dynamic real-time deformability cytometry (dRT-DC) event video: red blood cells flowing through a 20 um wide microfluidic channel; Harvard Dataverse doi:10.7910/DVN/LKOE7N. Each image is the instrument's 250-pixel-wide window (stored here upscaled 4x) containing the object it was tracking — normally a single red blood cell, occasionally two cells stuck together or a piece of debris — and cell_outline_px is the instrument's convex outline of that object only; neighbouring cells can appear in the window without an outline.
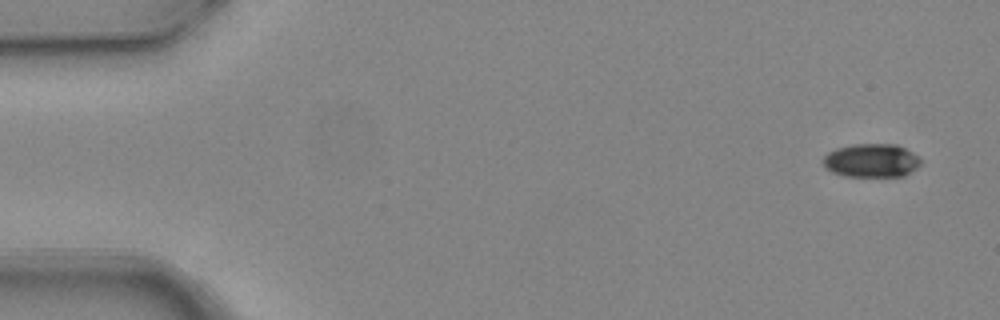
{"species": "common noctule bat (a hibernating species)", "species_latin": "Nyctalus noctula", "temperature_condition": "warm", "stored_images_in_passage": 5, "camera_frame_rate_fps": 3000, "um_per_image_px": 0.085, "animal": {"sex": "female", "body_mass_g": 24.6, "forearm_length_mm": 56.2}, "frame": {"image": 1, "passage_image": 1, "time_ms": 0.0, "image_size_px": [1000, 320], "cell_outline_px": [[920, 164], [916, 168], [904, 176], [844, 176], [832, 172], [820, 160], [828, 152], [836, 148], [852, 144], [896, 144], [912, 152], [920, 160]], "centroid_in_image_um": [74.04, 13.64], "position_along_channel_um": 11.0, "area_um2": 19.02}}
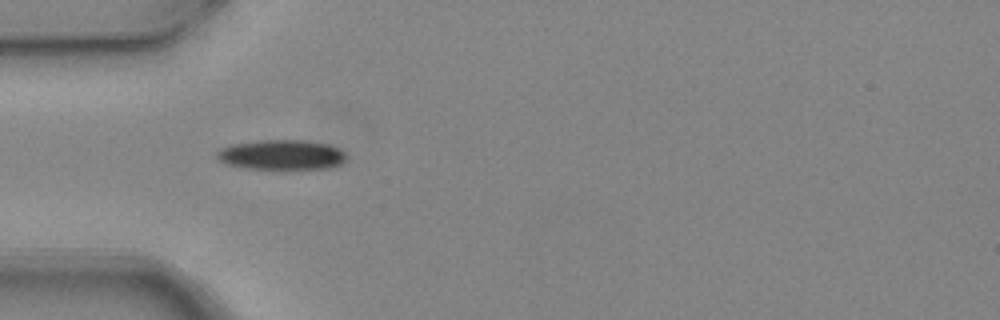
{"frame": {"image": 2, "passage_image": 4, "time_ms": 1.0, "image_size_px": [1000, 320], "cell_outline_px": [[348, 156], [340, 164], [328, 168], [284, 172], [248, 168], [228, 164], [220, 160], [216, 156], [216, 152], [220, 148], [228, 144], [260, 140], [304, 140], [328, 144], [344, 152]], "centroid_in_image_um": [23.93, 13.2], "position_along_channel_um": 61.1, "area_um2": 23.52}}
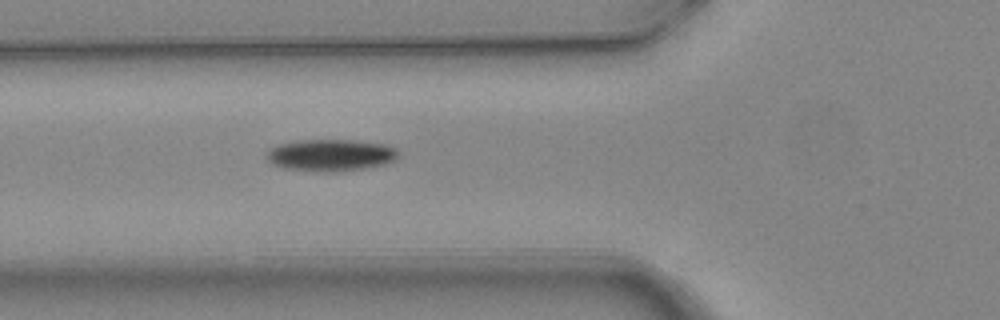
{"frame": {"image": 3, "passage_image": 5, "time_ms": 1.333, "image_size_px": [1000, 320], "cell_outline_px": [[396, 156], [392, 160], [384, 164], [364, 168], [340, 172], [320, 172], [284, 168], [272, 164], [268, 160], [268, 148], [276, 144], [296, 140], [352, 140], [388, 144], [396, 148]], "centroid_in_image_um": [28.06, 13.18], "position_along_channel_um": 97.7, "area_um2": 24.57}}